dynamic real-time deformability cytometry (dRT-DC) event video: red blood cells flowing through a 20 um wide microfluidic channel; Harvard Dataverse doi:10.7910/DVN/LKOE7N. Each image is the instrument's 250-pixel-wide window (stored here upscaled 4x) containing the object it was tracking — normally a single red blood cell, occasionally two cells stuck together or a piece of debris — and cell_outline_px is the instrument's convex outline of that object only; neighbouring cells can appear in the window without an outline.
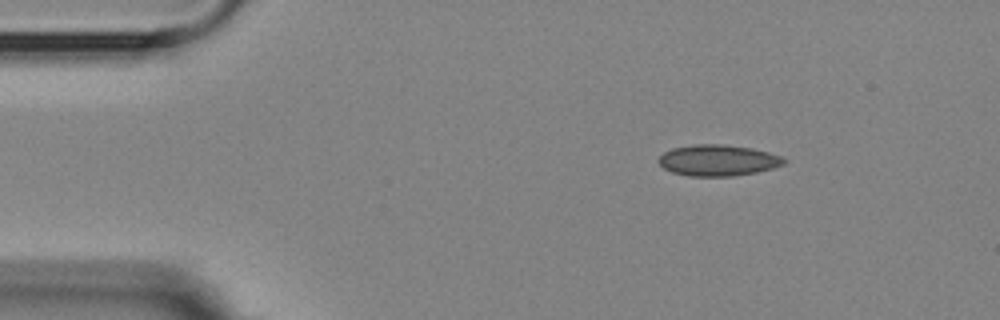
{"species": "Egyptian fruit bat (a non-hibernating species)", "species_latin": "Rousettus aegyptiacus", "temperature_condition": "room temperature", "stored_images_in_passage": 7, "camera_frame_rate_fps": 3000, "um_per_image_px": 0.085, "animal": {"sex": "female"}, "frame": {"image": 1, "passage_image": 7, "time_ms": 7.0, "image_size_px": [1000, 320], "cell_outline_px": [[788, 160], [784, 164], [772, 168], [756, 172], [732, 176], [688, 176], [672, 172], [664, 168], [656, 160], [664, 152], [672, 148], [696, 144], [724, 144], [752, 148], [768, 152], [780, 156]], "centroid_in_image_um": [61.01, 13.62], "position_along_channel_um": 24.0, "area_um2": 22.77}}